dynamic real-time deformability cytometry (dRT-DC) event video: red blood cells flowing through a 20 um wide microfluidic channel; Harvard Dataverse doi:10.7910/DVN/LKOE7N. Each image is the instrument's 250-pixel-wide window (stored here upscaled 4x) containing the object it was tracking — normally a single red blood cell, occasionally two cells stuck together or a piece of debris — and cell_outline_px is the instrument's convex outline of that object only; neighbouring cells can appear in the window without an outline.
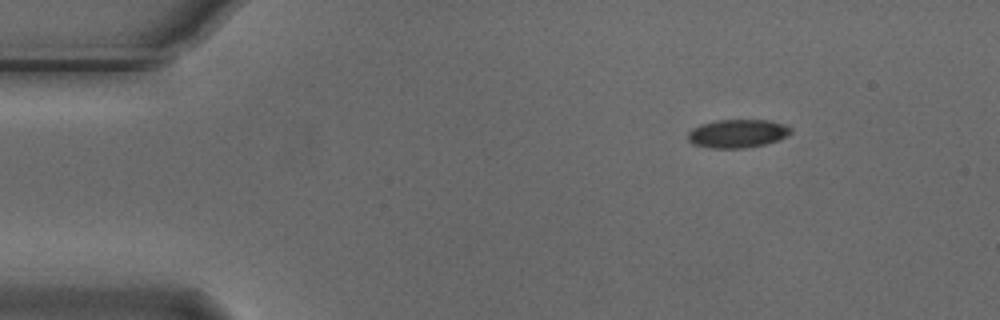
{"species": "Egyptian fruit bat (a non-hibernating species)", "species_latin": "Rousettus aegyptiacus", "temperature_condition": "cold", "stored_images_in_passage": 9, "camera_frame_rate_fps": 3000, "um_per_image_px": 0.085, "animal": {"sex": "male"}, "frame": {"image": 1, "passage_image": 1, "time_ms": 0.0, "image_size_px": [1000, 320], "cell_outline_px": [[792, 132], [788, 136], [764, 144], [744, 148], [712, 148], [692, 144], [688, 140], [688, 132], [692, 128], [700, 124], [716, 120], [768, 120], [784, 124], [792, 128]], "centroid_in_image_um": [62.67, 11.34], "position_along_channel_um": 22.3, "area_um2": 17.05}}